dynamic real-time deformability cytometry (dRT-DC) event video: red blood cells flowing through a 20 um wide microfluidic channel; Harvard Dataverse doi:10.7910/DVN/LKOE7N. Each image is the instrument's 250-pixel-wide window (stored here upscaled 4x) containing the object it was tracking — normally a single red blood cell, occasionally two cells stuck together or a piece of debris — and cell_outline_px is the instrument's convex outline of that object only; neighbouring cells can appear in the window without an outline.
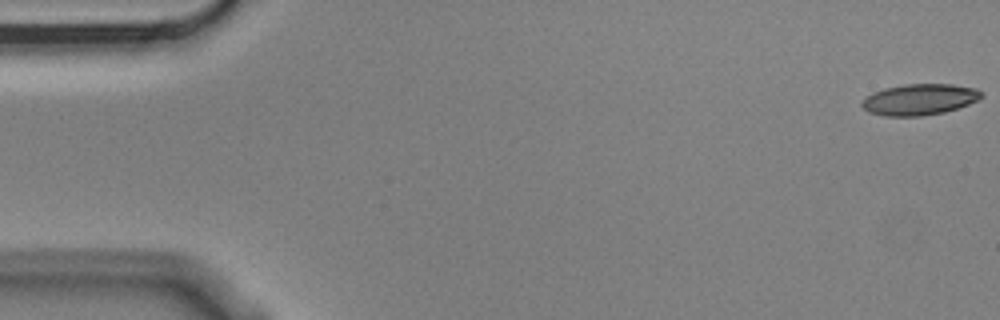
{"species": "Egyptian fruit bat (a non-hibernating species)", "species_latin": "Rousettus aegyptiacus", "temperature_condition": "cold", "stored_images_in_passage": 15, "camera_frame_rate_fps": 3000, "um_per_image_px": 0.085, "animal": {"sex": "male"}, "frame": {"image": 1, "passage_image": 1, "time_ms": 0.0, "image_size_px": [1000, 320], "cell_outline_px": [[984, 96], [980, 100], [944, 112], [920, 116], [884, 116], [868, 112], [860, 104], [872, 92], [884, 88], [904, 84], [952, 84], [976, 88]], "centroid_in_image_um": [78.16, 8.45], "position_along_channel_um": 6.8, "area_um2": 21.68}}
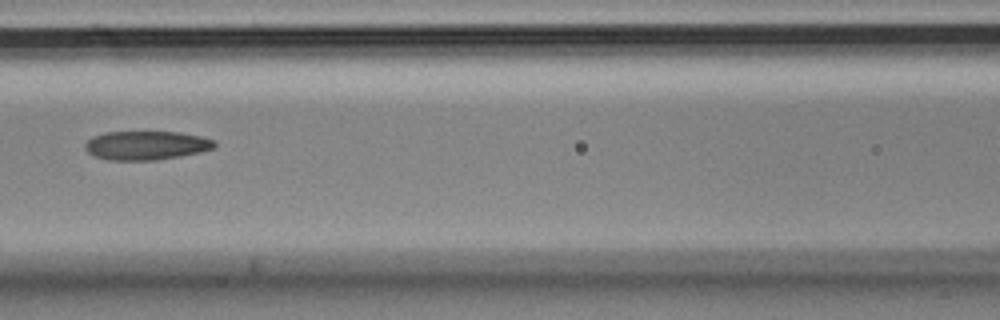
{"frame": {"image": 2, "passage_image": 7, "time_ms": 2.0, "image_size_px": [1000, 320], "cell_outline_px": [[216, 148], [200, 152], [180, 156], [156, 160], [108, 160], [96, 156], [88, 152], [84, 148], [84, 144], [92, 136], [104, 132], [180, 132], [200, 136], [216, 140]], "centroid_in_image_um": [12.45, 12.35], "position_along_channel_um": 154.2, "area_um2": 21.91}}
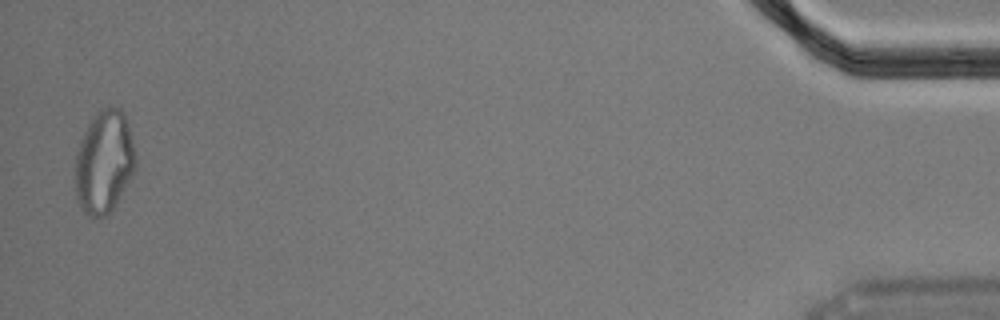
{"frame": {"image": 3, "passage_image": 15, "time_ms": 4.667, "image_size_px": [1000, 320], "cell_outline_px": [[136, 168], [116, 204], [104, 216], [88, 216], [80, 208], [76, 196], [76, 152], [80, 140], [92, 116], [100, 108], [120, 108], [124, 112], [128, 124], [132, 140], [136, 160]], "centroid_in_image_um": [8.85, 13.75], "position_along_channel_um": 426.4, "area_um2": 36.01}}